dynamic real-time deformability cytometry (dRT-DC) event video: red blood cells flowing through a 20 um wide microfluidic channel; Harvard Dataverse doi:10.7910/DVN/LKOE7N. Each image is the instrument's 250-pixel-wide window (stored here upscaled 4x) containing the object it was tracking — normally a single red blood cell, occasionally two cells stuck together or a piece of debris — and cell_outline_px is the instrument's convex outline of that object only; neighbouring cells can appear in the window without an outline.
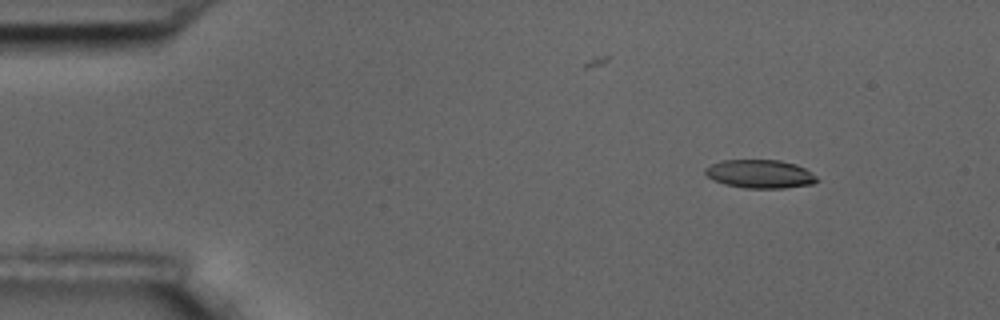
{"species": "common noctule bat (a hibernating species)", "species_latin": "Nyctalus noctula", "temperature_condition": "room temperature", "stored_images_in_passage": 4, "camera_frame_rate_fps": 3000, "um_per_image_px": 0.085, "animal": {"sex": "male", "body_mass_g": 17.5, "forearm_length_mm": 52.3}, "frame": {"image": 1, "passage_image": 1, "time_ms": 0.0, "image_size_px": [1000, 320], "cell_outline_px": [[820, 180], [812, 184], [784, 188], [744, 188], [724, 184], [712, 180], [704, 172], [704, 168], [720, 160], [780, 160], [796, 164], [804, 168], [816, 176]], "centroid_in_image_um": [64.58, 14.79], "position_along_channel_um": 20.4, "area_um2": 18.61}}
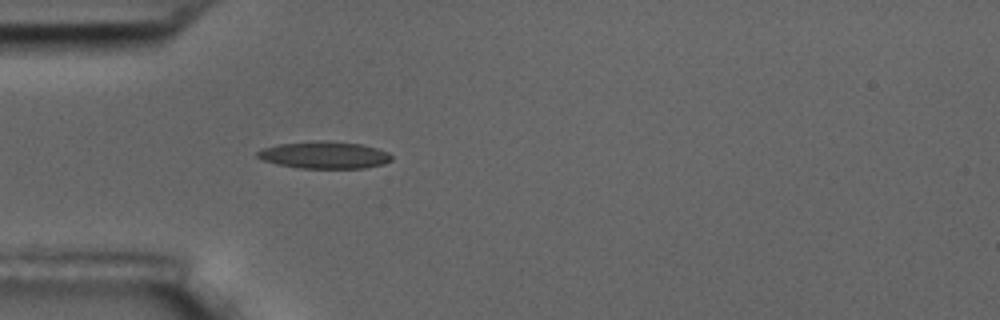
{"frame": {"image": 2, "passage_image": 4, "time_ms": 3.333, "image_size_px": [1000, 320], "cell_outline_px": [[392, 160], [384, 164], [364, 168], [300, 168], [276, 164], [264, 160], [256, 156], [256, 152], [264, 148], [276, 144], [316, 140], [320, 140], [360, 144], [376, 148], [388, 152], [392, 156]], "centroid_in_image_um": [27.56, 13.17], "position_along_channel_um": 57.4, "area_um2": 21.21}}